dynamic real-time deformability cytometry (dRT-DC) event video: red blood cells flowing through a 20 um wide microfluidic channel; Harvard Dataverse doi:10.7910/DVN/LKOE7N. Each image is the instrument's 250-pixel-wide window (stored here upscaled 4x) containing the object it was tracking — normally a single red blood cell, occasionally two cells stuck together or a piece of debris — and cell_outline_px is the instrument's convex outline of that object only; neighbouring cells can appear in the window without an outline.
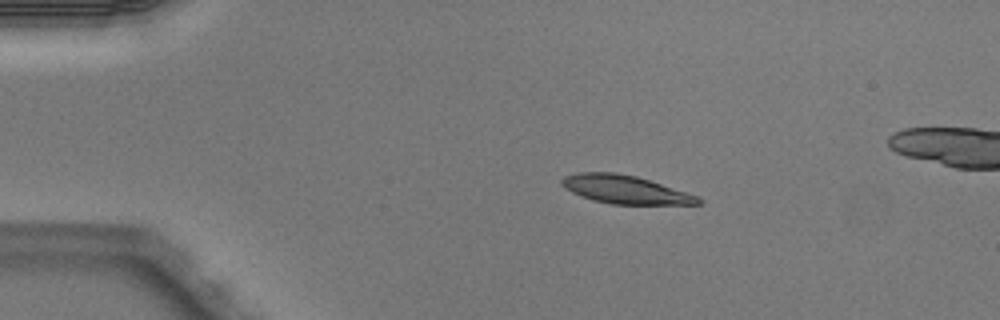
{"species": "Egyptian fruit bat (a non-hibernating species)", "species_latin": "Rousettus aegyptiacus", "temperature_condition": "warm", "stored_images_in_passage": 4, "camera_frame_rate_fps": 3000, "um_per_image_px": 0.085, "animal": {"sex": "male"}, "frame": {"image": 1, "passage_image": 2, "time_ms": 0.333, "image_size_px": [1000, 320], "cell_outline_px": [[704, 200], [700, 204], [612, 204], [592, 200], [580, 196], [564, 188], [560, 184], [560, 180], [564, 176], [576, 172], [616, 172], [636, 176], [700, 196]], "centroid_in_image_um": [53.12, 16.1], "position_along_channel_um": 31.9, "area_um2": 22.66}}